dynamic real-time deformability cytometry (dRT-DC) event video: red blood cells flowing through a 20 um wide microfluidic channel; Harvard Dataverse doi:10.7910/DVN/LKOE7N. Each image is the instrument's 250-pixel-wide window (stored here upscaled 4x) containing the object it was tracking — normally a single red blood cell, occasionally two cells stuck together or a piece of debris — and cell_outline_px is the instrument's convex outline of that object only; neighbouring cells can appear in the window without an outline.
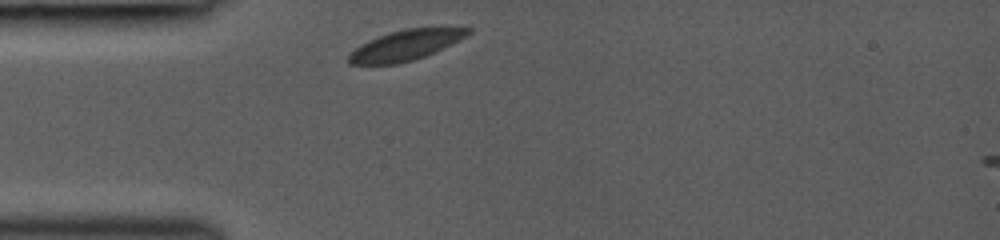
{"species": "common noctule bat (a hibernating species)", "species_latin": "Nyctalus noctula", "temperature_condition": "room temperature", "stored_images_in_passage": 3, "camera_frame_rate_fps": 3000, "um_per_image_px": 0.085, "animal": {"sex": "female", "body_mass_g": 19.0, "forearm_length_mm": 53.3}, "frame": {"image": 1, "passage_image": 1, "time_ms": 0.0, "image_size_px": [1000, 240], "cell_outline_px": [[472, 32], [424, 56], [412, 60], [396, 64], [348, 64], [348, 56], [360, 44], [368, 40], [404, 28], [472, 28]], "centroid_in_image_um": [34.4, 3.85], "position_along_channel_um": 50.6, "area_um2": 20.29}}